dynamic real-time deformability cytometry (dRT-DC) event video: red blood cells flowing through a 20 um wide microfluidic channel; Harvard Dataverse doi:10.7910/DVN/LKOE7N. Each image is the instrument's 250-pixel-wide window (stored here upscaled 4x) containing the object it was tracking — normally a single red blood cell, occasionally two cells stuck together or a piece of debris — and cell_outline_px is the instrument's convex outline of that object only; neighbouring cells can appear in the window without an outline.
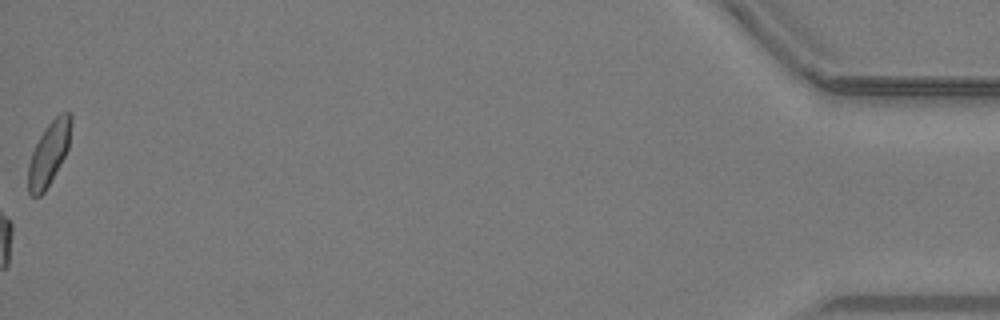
{"species": "common noctule bat (a hibernating species)", "species_latin": "Nyctalus noctula", "temperature_condition": "warm", "stored_images_in_passage": 49, "camera_frame_rate_fps": 3000, "um_per_image_px": 0.085, "animal": {"sex": "male", "body_mass_g": 19.2, "forearm_length_mm": 51.8}, "frame": {"image": 1, "passage_image": 49, "time_ms": 16.0, "image_size_px": [1000, 320], "cell_outline_px": [[72, 120], [68, 148], [60, 164], [44, 192], [40, 196], [32, 196], [28, 192], [28, 164], [32, 152], [44, 128], [60, 112], [72, 112]], "centroid_in_image_um": [4.16, 13.02], "position_along_channel_um": 431.0, "area_um2": 15.72}}